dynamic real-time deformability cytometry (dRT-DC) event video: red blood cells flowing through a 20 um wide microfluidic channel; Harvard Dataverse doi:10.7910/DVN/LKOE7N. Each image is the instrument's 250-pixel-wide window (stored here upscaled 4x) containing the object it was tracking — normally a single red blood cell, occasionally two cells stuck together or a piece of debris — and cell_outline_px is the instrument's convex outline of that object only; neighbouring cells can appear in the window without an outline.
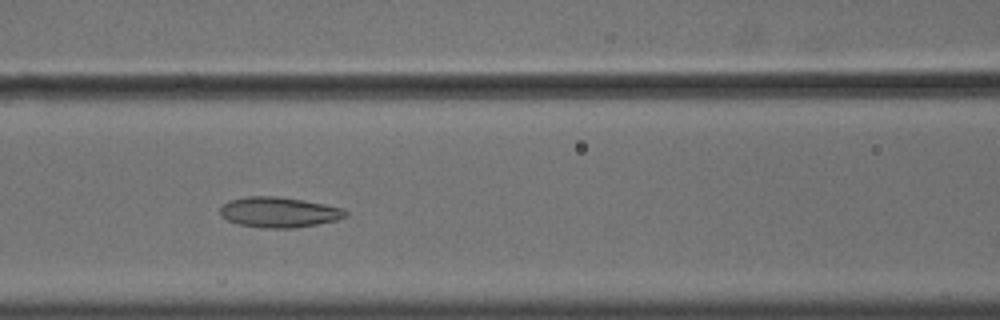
{"species": "common noctule bat (a hibernating species)", "species_latin": "Nyctalus noctula", "temperature_condition": "cold", "stored_images_in_passage": 46, "camera_frame_rate_fps": 3000, "um_per_image_px": 0.085, "animal": {"sex": "male", "body_mass_g": 18.8}, "frame": {"image": 1, "passage_image": 15, "time_ms": 4.667, "image_size_px": [1000, 320], "cell_outline_px": [[348, 216], [336, 220], [316, 224], [292, 228], [264, 228], [240, 224], [228, 220], [220, 216], [220, 208], [228, 200], [248, 196], [276, 196], [304, 200], [324, 204], [340, 208], [348, 212]], "centroid_in_image_um": [23.69, 18.03], "position_along_channel_um": 142.9, "area_um2": 22.08}}
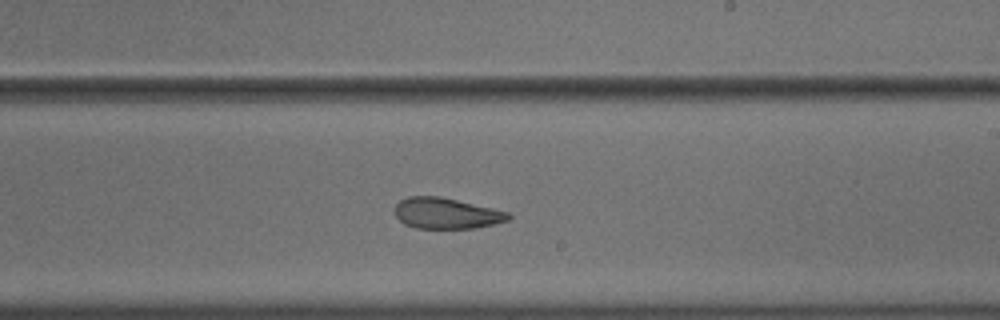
{"frame": {"image": 2, "passage_image": 24, "time_ms": 7.667, "image_size_px": [1000, 320], "cell_outline_px": [[512, 216], [508, 220], [476, 228], [416, 228], [404, 224], [396, 216], [396, 204], [400, 200], [408, 196], [440, 196], [492, 208], [508, 212]], "centroid_in_image_um": [37.93, 18.13], "position_along_channel_um": 251.1, "area_um2": 20.29}}
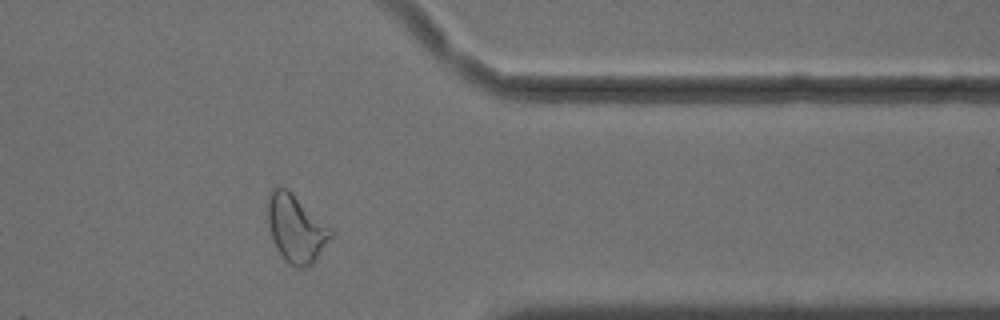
{"frame": {"image": 3, "passage_image": 36, "time_ms": 11.667, "image_size_px": [1000, 320], "cell_outline_px": [[332, 236], [316, 260], [308, 268], [296, 268], [288, 264], [284, 260], [272, 240], [268, 224], [268, 196], [272, 188], [288, 188], [332, 228]], "centroid_in_image_um": [25.17, 19.44], "position_along_channel_um": 386.2, "area_um2": 25.09}, "authors_computed_cell_mechanics": {"area_um2": 23.6402, "velocity_mm_per_s": 3.6114, "shape_relaxation_time_tau1_ms": null, "shape_relaxation_time_tau2_ms": 2.0248, "deformation_change_tau1": null, "deformation_change_tau2": 0.0848}}